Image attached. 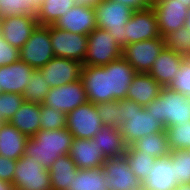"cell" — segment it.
Returning a JSON list of instances; mask_svg holds the SVG:
<instances>
[{
	"label": "cell",
	"mask_w": 190,
	"mask_h": 190,
	"mask_svg": "<svg viewBox=\"0 0 190 190\" xmlns=\"http://www.w3.org/2000/svg\"><path fill=\"white\" fill-rule=\"evenodd\" d=\"M119 107L118 129L126 146H131L142 137L165 130V126L145 107L127 98L117 100Z\"/></svg>",
	"instance_id": "6da1fadb"
},
{
	"label": "cell",
	"mask_w": 190,
	"mask_h": 190,
	"mask_svg": "<svg viewBox=\"0 0 190 190\" xmlns=\"http://www.w3.org/2000/svg\"><path fill=\"white\" fill-rule=\"evenodd\" d=\"M73 139L66 127L58 130H39L28 138L24 156L34 157L36 162L49 170L55 160L70 153Z\"/></svg>",
	"instance_id": "7a4b0ae2"
},
{
	"label": "cell",
	"mask_w": 190,
	"mask_h": 190,
	"mask_svg": "<svg viewBox=\"0 0 190 190\" xmlns=\"http://www.w3.org/2000/svg\"><path fill=\"white\" fill-rule=\"evenodd\" d=\"M145 108L165 128L190 122V97L168 87H162L160 95Z\"/></svg>",
	"instance_id": "3957f363"
},
{
	"label": "cell",
	"mask_w": 190,
	"mask_h": 190,
	"mask_svg": "<svg viewBox=\"0 0 190 190\" xmlns=\"http://www.w3.org/2000/svg\"><path fill=\"white\" fill-rule=\"evenodd\" d=\"M97 28L107 30L123 49L128 45L124 37L126 22L134 12L128 6L113 0H104L94 7Z\"/></svg>",
	"instance_id": "277c9868"
},
{
	"label": "cell",
	"mask_w": 190,
	"mask_h": 190,
	"mask_svg": "<svg viewBox=\"0 0 190 190\" xmlns=\"http://www.w3.org/2000/svg\"><path fill=\"white\" fill-rule=\"evenodd\" d=\"M123 49L107 30L95 28L88 35L87 55L83 66H104L122 57Z\"/></svg>",
	"instance_id": "5b68a950"
},
{
	"label": "cell",
	"mask_w": 190,
	"mask_h": 190,
	"mask_svg": "<svg viewBox=\"0 0 190 190\" xmlns=\"http://www.w3.org/2000/svg\"><path fill=\"white\" fill-rule=\"evenodd\" d=\"M15 169L14 190H52L49 170L34 157L22 156L17 160Z\"/></svg>",
	"instance_id": "8992f818"
},
{
	"label": "cell",
	"mask_w": 190,
	"mask_h": 190,
	"mask_svg": "<svg viewBox=\"0 0 190 190\" xmlns=\"http://www.w3.org/2000/svg\"><path fill=\"white\" fill-rule=\"evenodd\" d=\"M54 57L50 40V25H37L20 49V60L34 69L45 66Z\"/></svg>",
	"instance_id": "52a82bcc"
},
{
	"label": "cell",
	"mask_w": 190,
	"mask_h": 190,
	"mask_svg": "<svg viewBox=\"0 0 190 190\" xmlns=\"http://www.w3.org/2000/svg\"><path fill=\"white\" fill-rule=\"evenodd\" d=\"M164 37L143 40L126 45L122 56L137 73H149L158 55L165 49Z\"/></svg>",
	"instance_id": "ba28073f"
},
{
	"label": "cell",
	"mask_w": 190,
	"mask_h": 190,
	"mask_svg": "<svg viewBox=\"0 0 190 190\" xmlns=\"http://www.w3.org/2000/svg\"><path fill=\"white\" fill-rule=\"evenodd\" d=\"M66 128L74 138L93 139L104 126L96 104L87 102L67 114Z\"/></svg>",
	"instance_id": "9c48e42d"
},
{
	"label": "cell",
	"mask_w": 190,
	"mask_h": 190,
	"mask_svg": "<svg viewBox=\"0 0 190 190\" xmlns=\"http://www.w3.org/2000/svg\"><path fill=\"white\" fill-rule=\"evenodd\" d=\"M50 40L55 57L84 62L87 55L88 35L70 33L50 25Z\"/></svg>",
	"instance_id": "30bf717a"
},
{
	"label": "cell",
	"mask_w": 190,
	"mask_h": 190,
	"mask_svg": "<svg viewBox=\"0 0 190 190\" xmlns=\"http://www.w3.org/2000/svg\"><path fill=\"white\" fill-rule=\"evenodd\" d=\"M87 102L86 92L79 79L57 88H50L42 104L68 114L78 106L86 104Z\"/></svg>",
	"instance_id": "8fae6325"
},
{
	"label": "cell",
	"mask_w": 190,
	"mask_h": 190,
	"mask_svg": "<svg viewBox=\"0 0 190 190\" xmlns=\"http://www.w3.org/2000/svg\"><path fill=\"white\" fill-rule=\"evenodd\" d=\"M103 172L107 190H142L143 183L130 169L124 155L106 159Z\"/></svg>",
	"instance_id": "7c38bea8"
},
{
	"label": "cell",
	"mask_w": 190,
	"mask_h": 190,
	"mask_svg": "<svg viewBox=\"0 0 190 190\" xmlns=\"http://www.w3.org/2000/svg\"><path fill=\"white\" fill-rule=\"evenodd\" d=\"M150 5L155 12L161 37L185 26L189 9L186 3L175 0H156Z\"/></svg>",
	"instance_id": "4fadbf2b"
},
{
	"label": "cell",
	"mask_w": 190,
	"mask_h": 190,
	"mask_svg": "<svg viewBox=\"0 0 190 190\" xmlns=\"http://www.w3.org/2000/svg\"><path fill=\"white\" fill-rule=\"evenodd\" d=\"M124 28V37H127L128 44L161 37L151 5L143 10L134 11Z\"/></svg>",
	"instance_id": "5bb4252c"
},
{
	"label": "cell",
	"mask_w": 190,
	"mask_h": 190,
	"mask_svg": "<svg viewBox=\"0 0 190 190\" xmlns=\"http://www.w3.org/2000/svg\"><path fill=\"white\" fill-rule=\"evenodd\" d=\"M83 63L61 57H53L45 66L41 67L43 78L49 87H60L77 81L81 77Z\"/></svg>",
	"instance_id": "9a60e30c"
},
{
	"label": "cell",
	"mask_w": 190,
	"mask_h": 190,
	"mask_svg": "<svg viewBox=\"0 0 190 190\" xmlns=\"http://www.w3.org/2000/svg\"><path fill=\"white\" fill-rule=\"evenodd\" d=\"M37 25V19L30 15L5 17L0 19V36L20 50Z\"/></svg>",
	"instance_id": "2e32d148"
},
{
	"label": "cell",
	"mask_w": 190,
	"mask_h": 190,
	"mask_svg": "<svg viewBox=\"0 0 190 190\" xmlns=\"http://www.w3.org/2000/svg\"><path fill=\"white\" fill-rule=\"evenodd\" d=\"M80 80L88 102H109L108 69L105 66H83Z\"/></svg>",
	"instance_id": "e0dca14e"
},
{
	"label": "cell",
	"mask_w": 190,
	"mask_h": 190,
	"mask_svg": "<svg viewBox=\"0 0 190 190\" xmlns=\"http://www.w3.org/2000/svg\"><path fill=\"white\" fill-rule=\"evenodd\" d=\"M104 66L108 69L109 101L125 99L137 72L123 56Z\"/></svg>",
	"instance_id": "ac0fdd59"
},
{
	"label": "cell",
	"mask_w": 190,
	"mask_h": 190,
	"mask_svg": "<svg viewBox=\"0 0 190 190\" xmlns=\"http://www.w3.org/2000/svg\"><path fill=\"white\" fill-rule=\"evenodd\" d=\"M53 26L70 33L89 35L97 27L94 8L75 5Z\"/></svg>",
	"instance_id": "d6986e66"
},
{
	"label": "cell",
	"mask_w": 190,
	"mask_h": 190,
	"mask_svg": "<svg viewBox=\"0 0 190 190\" xmlns=\"http://www.w3.org/2000/svg\"><path fill=\"white\" fill-rule=\"evenodd\" d=\"M34 68L19 60L10 65L0 67V89L2 93H18L23 95L29 84Z\"/></svg>",
	"instance_id": "ffe728a7"
},
{
	"label": "cell",
	"mask_w": 190,
	"mask_h": 190,
	"mask_svg": "<svg viewBox=\"0 0 190 190\" xmlns=\"http://www.w3.org/2000/svg\"><path fill=\"white\" fill-rule=\"evenodd\" d=\"M69 156L79 169L100 168L106 160L93 139L74 138Z\"/></svg>",
	"instance_id": "44dd1931"
},
{
	"label": "cell",
	"mask_w": 190,
	"mask_h": 190,
	"mask_svg": "<svg viewBox=\"0 0 190 190\" xmlns=\"http://www.w3.org/2000/svg\"><path fill=\"white\" fill-rule=\"evenodd\" d=\"M170 155L159 157L143 182L142 190H174L178 185Z\"/></svg>",
	"instance_id": "7402d4cb"
},
{
	"label": "cell",
	"mask_w": 190,
	"mask_h": 190,
	"mask_svg": "<svg viewBox=\"0 0 190 190\" xmlns=\"http://www.w3.org/2000/svg\"><path fill=\"white\" fill-rule=\"evenodd\" d=\"M184 56L177 54L173 50L165 47L158 55L149 74L162 86L167 87L173 81Z\"/></svg>",
	"instance_id": "603a6c76"
},
{
	"label": "cell",
	"mask_w": 190,
	"mask_h": 190,
	"mask_svg": "<svg viewBox=\"0 0 190 190\" xmlns=\"http://www.w3.org/2000/svg\"><path fill=\"white\" fill-rule=\"evenodd\" d=\"M161 90L162 86L149 73H137L126 98L146 107L160 95Z\"/></svg>",
	"instance_id": "cb8c5ba5"
},
{
	"label": "cell",
	"mask_w": 190,
	"mask_h": 190,
	"mask_svg": "<svg viewBox=\"0 0 190 190\" xmlns=\"http://www.w3.org/2000/svg\"><path fill=\"white\" fill-rule=\"evenodd\" d=\"M28 138L10 122H4L0 128V155L17 161L24 156Z\"/></svg>",
	"instance_id": "d4e9b609"
},
{
	"label": "cell",
	"mask_w": 190,
	"mask_h": 190,
	"mask_svg": "<svg viewBox=\"0 0 190 190\" xmlns=\"http://www.w3.org/2000/svg\"><path fill=\"white\" fill-rule=\"evenodd\" d=\"M40 114V104L24 101L9 122L21 133L32 137L41 130Z\"/></svg>",
	"instance_id": "484cf974"
},
{
	"label": "cell",
	"mask_w": 190,
	"mask_h": 190,
	"mask_svg": "<svg viewBox=\"0 0 190 190\" xmlns=\"http://www.w3.org/2000/svg\"><path fill=\"white\" fill-rule=\"evenodd\" d=\"M106 159L123 156L126 152V144L120 129L113 126H103L93 137Z\"/></svg>",
	"instance_id": "4316f807"
},
{
	"label": "cell",
	"mask_w": 190,
	"mask_h": 190,
	"mask_svg": "<svg viewBox=\"0 0 190 190\" xmlns=\"http://www.w3.org/2000/svg\"><path fill=\"white\" fill-rule=\"evenodd\" d=\"M79 168L70 158L69 154L60 156L50 167V180L52 190H68L76 177Z\"/></svg>",
	"instance_id": "83f0119b"
},
{
	"label": "cell",
	"mask_w": 190,
	"mask_h": 190,
	"mask_svg": "<svg viewBox=\"0 0 190 190\" xmlns=\"http://www.w3.org/2000/svg\"><path fill=\"white\" fill-rule=\"evenodd\" d=\"M130 147L133 150L141 151L142 154L150 155L155 158L164 157L171 153L165 130L142 137Z\"/></svg>",
	"instance_id": "f1b7e54d"
},
{
	"label": "cell",
	"mask_w": 190,
	"mask_h": 190,
	"mask_svg": "<svg viewBox=\"0 0 190 190\" xmlns=\"http://www.w3.org/2000/svg\"><path fill=\"white\" fill-rule=\"evenodd\" d=\"M75 5V0H43L37 11L38 25H53Z\"/></svg>",
	"instance_id": "f546056e"
},
{
	"label": "cell",
	"mask_w": 190,
	"mask_h": 190,
	"mask_svg": "<svg viewBox=\"0 0 190 190\" xmlns=\"http://www.w3.org/2000/svg\"><path fill=\"white\" fill-rule=\"evenodd\" d=\"M68 190H107L103 167L79 169Z\"/></svg>",
	"instance_id": "4dcf8cb0"
},
{
	"label": "cell",
	"mask_w": 190,
	"mask_h": 190,
	"mask_svg": "<svg viewBox=\"0 0 190 190\" xmlns=\"http://www.w3.org/2000/svg\"><path fill=\"white\" fill-rule=\"evenodd\" d=\"M124 156L128 160L130 169L142 183L147 179L157 159L153 156L142 154L139 150H133L130 146L126 148Z\"/></svg>",
	"instance_id": "1f68e13d"
},
{
	"label": "cell",
	"mask_w": 190,
	"mask_h": 190,
	"mask_svg": "<svg viewBox=\"0 0 190 190\" xmlns=\"http://www.w3.org/2000/svg\"><path fill=\"white\" fill-rule=\"evenodd\" d=\"M49 89L50 87L46 82V79L43 78L42 71L40 69H35L29 78L28 86L24 90V100L41 105L45 100Z\"/></svg>",
	"instance_id": "d6a6232c"
},
{
	"label": "cell",
	"mask_w": 190,
	"mask_h": 190,
	"mask_svg": "<svg viewBox=\"0 0 190 190\" xmlns=\"http://www.w3.org/2000/svg\"><path fill=\"white\" fill-rule=\"evenodd\" d=\"M38 9L34 0H0V19L20 15L36 18Z\"/></svg>",
	"instance_id": "836d02e7"
},
{
	"label": "cell",
	"mask_w": 190,
	"mask_h": 190,
	"mask_svg": "<svg viewBox=\"0 0 190 190\" xmlns=\"http://www.w3.org/2000/svg\"><path fill=\"white\" fill-rule=\"evenodd\" d=\"M171 151L190 150V122L165 128Z\"/></svg>",
	"instance_id": "e575fe53"
},
{
	"label": "cell",
	"mask_w": 190,
	"mask_h": 190,
	"mask_svg": "<svg viewBox=\"0 0 190 190\" xmlns=\"http://www.w3.org/2000/svg\"><path fill=\"white\" fill-rule=\"evenodd\" d=\"M165 46L179 55L190 57V30L185 26L164 36Z\"/></svg>",
	"instance_id": "d590c367"
},
{
	"label": "cell",
	"mask_w": 190,
	"mask_h": 190,
	"mask_svg": "<svg viewBox=\"0 0 190 190\" xmlns=\"http://www.w3.org/2000/svg\"><path fill=\"white\" fill-rule=\"evenodd\" d=\"M170 159L178 184L190 183V150L171 151Z\"/></svg>",
	"instance_id": "8d00e7d4"
},
{
	"label": "cell",
	"mask_w": 190,
	"mask_h": 190,
	"mask_svg": "<svg viewBox=\"0 0 190 190\" xmlns=\"http://www.w3.org/2000/svg\"><path fill=\"white\" fill-rule=\"evenodd\" d=\"M41 130H58L66 127L67 114L53 108L40 105Z\"/></svg>",
	"instance_id": "74e56055"
},
{
	"label": "cell",
	"mask_w": 190,
	"mask_h": 190,
	"mask_svg": "<svg viewBox=\"0 0 190 190\" xmlns=\"http://www.w3.org/2000/svg\"><path fill=\"white\" fill-rule=\"evenodd\" d=\"M167 87L190 97V57H184L175 78Z\"/></svg>",
	"instance_id": "f35d334b"
},
{
	"label": "cell",
	"mask_w": 190,
	"mask_h": 190,
	"mask_svg": "<svg viewBox=\"0 0 190 190\" xmlns=\"http://www.w3.org/2000/svg\"><path fill=\"white\" fill-rule=\"evenodd\" d=\"M24 101L21 94L2 93L0 95V118L4 122H9Z\"/></svg>",
	"instance_id": "ab89813d"
},
{
	"label": "cell",
	"mask_w": 190,
	"mask_h": 190,
	"mask_svg": "<svg viewBox=\"0 0 190 190\" xmlns=\"http://www.w3.org/2000/svg\"><path fill=\"white\" fill-rule=\"evenodd\" d=\"M97 112L104 126L118 128L119 107L117 100L96 104Z\"/></svg>",
	"instance_id": "60d3db41"
},
{
	"label": "cell",
	"mask_w": 190,
	"mask_h": 190,
	"mask_svg": "<svg viewBox=\"0 0 190 190\" xmlns=\"http://www.w3.org/2000/svg\"><path fill=\"white\" fill-rule=\"evenodd\" d=\"M20 60V50L11 46L0 36V67Z\"/></svg>",
	"instance_id": "b9f144b4"
},
{
	"label": "cell",
	"mask_w": 190,
	"mask_h": 190,
	"mask_svg": "<svg viewBox=\"0 0 190 190\" xmlns=\"http://www.w3.org/2000/svg\"><path fill=\"white\" fill-rule=\"evenodd\" d=\"M16 160L0 155V180L13 183L14 171L16 170Z\"/></svg>",
	"instance_id": "7bdbcfd3"
},
{
	"label": "cell",
	"mask_w": 190,
	"mask_h": 190,
	"mask_svg": "<svg viewBox=\"0 0 190 190\" xmlns=\"http://www.w3.org/2000/svg\"><path fill=\"white\" fill-rule=\"evenodd\" d=\"M131 8L133 11L143 10L150 4L146 0H113Z\"/></svg>",
	"instance_id": "ee69618b"
},
{
	"label": "cell",
	"mask_w": 190,
	"mask_h": 190,
	"mask_svg": "<svg viewBox=\"0 0 190 190\" xmlns=\"http://www.w3.org/2000/svg\"><path fill=\"white\" fill-rule=\"evenodd\" d=\"M75 1H76V5L94 8L96 5H98L104 0H75Z\"/></svg>",
	"instance_id": "f6af8a7d"
},
{
	"label": "cell",
	"mask_w": 190,
	"mask_h": 190,
	"mask_svg": "<svg viewBox=\"0 0 190 190\" xmlns=\"http://www.w3.org/2000/svg\"><path fill=\"white\" fill-rule=\"evenodd\" d=\"M0 190H14V188L12 184L0 180Z\"/></svg>",
	"instance_id": "bcb514c9"
},
{
	"label": "cell",
	"mask_w": 190,
	"mask_h": 190,
	"mask_svg": "<svg viewBox=\"0 0 190 190\" xmlns=\"http://www.w3.org/2000/svg\"><path fill=\"white\" fill-rule=\"evenodd\" d=\"M174 190H190V183L178 184Z\"/></svg>",
	"instance_id": "7dc6e473"
},
{
	"label": "cell",
	"mask_w": 190,
	"mask_h": 190,
	"mask_svg": "<svg viewBox=\"0 0 190 190\" xmlns=\"http://www.w3.org/2000/svg\"><path fill=\"white\" fill-rule=\"evenodd\" d=\"M185 27L190 30V8L188 9V16L185 21Z\"/></svg>",
	"instance_id": "c3c4849f"
},
{
	"label": "cell",
	"mask_w": 190,
	"mask_h": 190,
	"mask_svg": "<svg viewBox=\"0 0 190 190\" xmlns=\"http://www.w3.org/2000/svg\"><path fill=\"white\" fill-rule=\"evenodd\" d=\"M175 1L180 2V3H186V6L190 8V0H175Z\"/></svg>",
	"instance_id": "681fc988"
},
{
	"label": "cell",
	"mask_w": 190,
	"mask_h": 190,
	"mask_svg": "<svg viewBox=\"0 0 190 190\" xmlns=\"http://www.w3.org/2000/svg\"><path fill=\"white\" fill-rule=\"evenodd\" d=\"M34 2L39 6L41 2H43V0H34Z\"/></svg>",
	"instance_id": "f907efd6"
},
{
	"label": "cell",
	"mask_w": 190,
	"mask_h": 190,
	"mask_svg": "<svg viewBox=\"0 0 190 190\" xmlns=\"http://www.w3.org/2000/svg\"><path fill=\"white\" fill-rule=\"evenodd\" d=\"M149 4L153 3L156 0H146Z\"/></svg>",
	"instance_id": "816d5d0a"
},
{
	"label": "cell",
	"mask_w": 190,
	"mask_h": 190,
	"mask_svg": "<svg viewBox=\"0 0 190 190\" xmlns=\"http://www.w3.org/2000/svg\"><path fill=\"white\" fill-rule=\"evenodd\" d=\"M3 123H4V121L0 118V128H1Z\"/></svg>",
	"instance_id": "f5cc1de1"
}]
</instances>
